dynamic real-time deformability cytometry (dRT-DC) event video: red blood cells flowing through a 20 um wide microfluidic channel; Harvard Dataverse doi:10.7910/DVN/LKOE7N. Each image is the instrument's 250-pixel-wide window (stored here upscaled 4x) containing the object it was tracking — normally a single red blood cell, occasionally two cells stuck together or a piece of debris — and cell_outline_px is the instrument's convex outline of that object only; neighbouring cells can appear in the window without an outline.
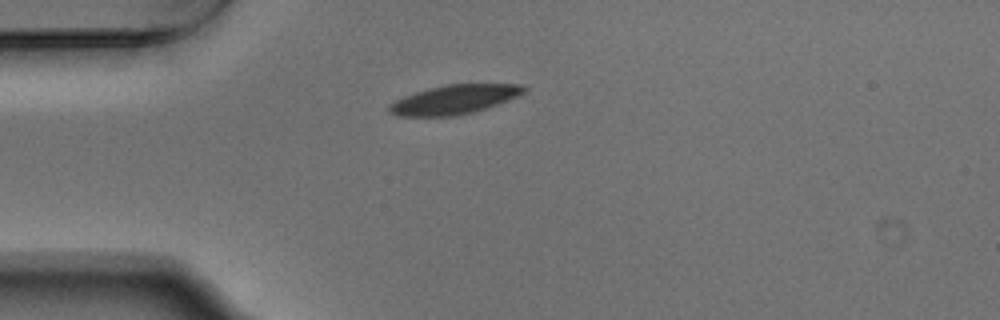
{"species": "Egyptian fruit bat (a non-hibernating species)", "species_latin": "Rousettus aegyptiacus", "temperature_condition": "warm", "stored_images_in_passage": 41, "camera_frame_rate_fps": 3000, "um_per_image_px": 0.085, "animal": {"sex": "male"}, "frame": {"image": 1, "passage_image": 1, "time_ms": 0.0, "image_size_px": [1000, 320], "cell_outline_px": [[528, 88], [524, 92], [508, 100], [472, 112], [452, 116], [400, 116], [388, 112], [388, 104], [404, 96], [428, 88], [444, 84], [524, 84]], "centroid_in_image_um": [38.59, 8.44], "position_along_channel_um": 46.4, "area_um2": 22.72}}
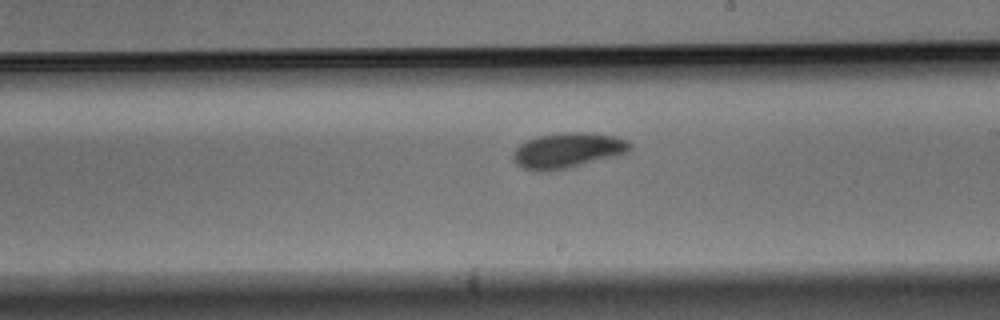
{"frame": {"image": 2, "passage_image": 18, "time_ms": 5.667, "image_size_px": [1000, 320], "cell_outline_px": [[632, 148], [628, 152], [616, 156], [548, 172], [536, 172], [520, 168], [512, 160], [512, 152], [520, 144], [528, 140], [540, 136], [572, 132], [588, 132], [616, 136], [632, 144]], "centroid_in_image_um": [48.21, 12.8], "position_along_channel_um": 240.8, "area_um2": 24.04}}
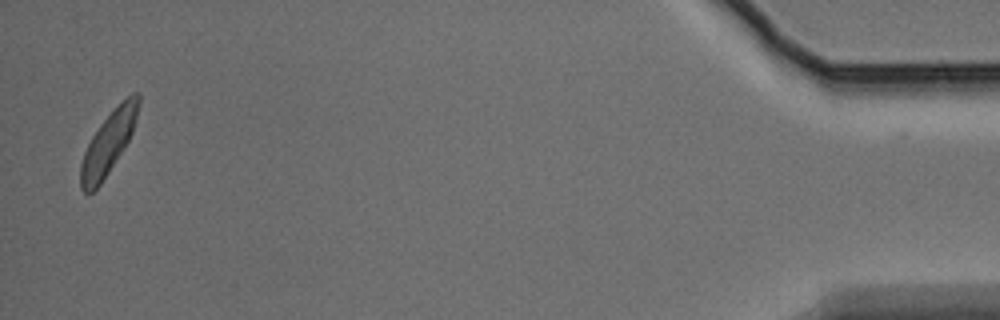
{"frame": {"image": 3, "passage_image": 40, "time_ms": 13.0, "image_size_px": [1000, 320], "cell_outline_px": [[140, 104], [136, 120], [132, 132], [124, 148], [100, 184], [92, 192], [84, 192], [80, 188], [80, 164], [84, 152], [92, 136], [100, 124], [132, 92], [140, 92]], "centroid_in_image_um": [9.21, 12.15], "position_along_channel_um": 426.0, "area_um2": 20.52}, "authors_computed_cell_mechanics": {"area_um2": 22.7154, "velocity_mm_per_s": 3.7129, "shape_relaxation_time_tau1_ms": 2.1306, "shape_relaxation_time_tau2_ms": null, "deformation_change_tau1": 0.1089, "deformation_change_tau2": null}}